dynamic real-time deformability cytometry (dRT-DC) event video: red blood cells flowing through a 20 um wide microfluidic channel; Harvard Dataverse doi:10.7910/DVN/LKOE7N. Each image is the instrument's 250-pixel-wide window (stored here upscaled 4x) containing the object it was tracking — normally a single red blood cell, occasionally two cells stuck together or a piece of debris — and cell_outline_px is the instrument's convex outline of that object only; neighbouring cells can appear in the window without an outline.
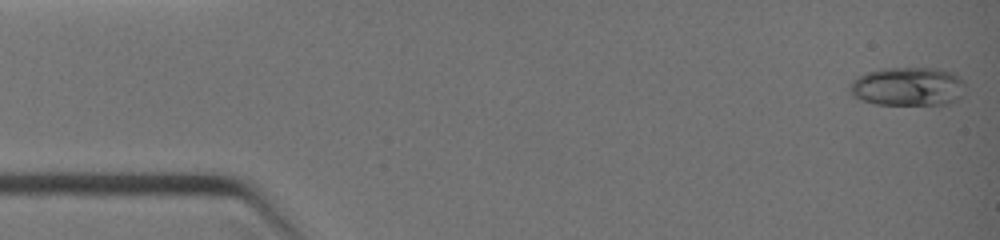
{"species": "common noctule bat (a hibernating species)", "species_latin": "Nyctalus noctula", "temperature_condition": "warm", "stored_images_in_passage": 33, "camera_frame_rate_fps": 3000, "um_per_image_px": 0.085, "animal": {"sex": "female", "body_mass_g": 19.0, "forearm_length_mm": 51.5}, "frame": {"image": 1, "passage_image": 1, "time_ms": 0.0, "image_size_px": [1000, 240], "cell_outline_px": [[964, 84], [960, 96], [956, 100], [948, 104], [876, 104], [852, 96], [848, 92], [848, 88], [852, 80], [868, 72], [884, 68], [940, 68], [952, 72], [964, 80]], "centroid_in_image_um": [77.15, 7.34], "position_along_channel_um": 7.8, "area_um2": 26.01}}
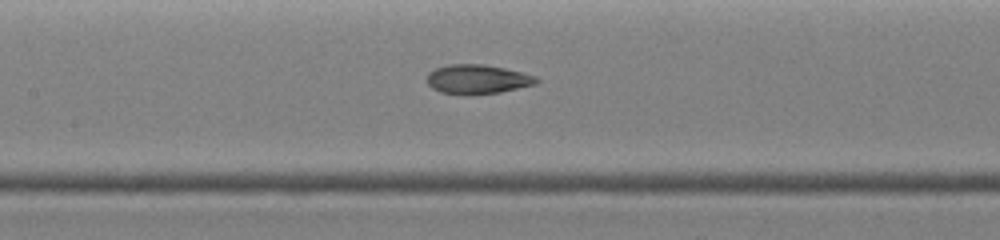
{"frame": {"image": 2, "passage_image": 17, "time_ms": 5.333, "image_size_px": [1000, 240], "cell_outline_px": [[540, 80], [536, 84], [500, 92], [468, 96], [464, 96], [440, 92], [432, 88], [428, 84], [428, 72], [436, 68], [448, 64], [484, 64], [504, 68], [536, 76]], "centroid_in_image_um": [40.57, 6.75], "position_along_channel_um": 166.8, "area_um2": 18.9}}
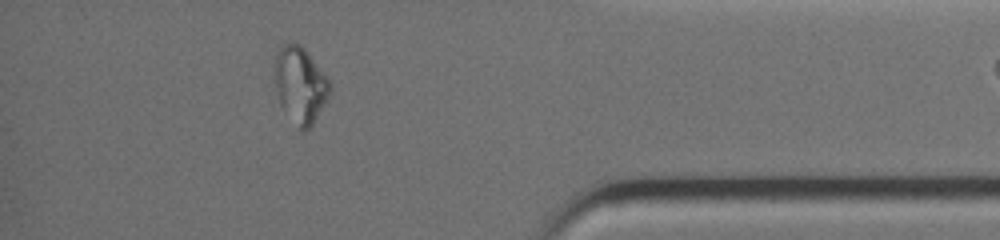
{"frame": {"image": 3, "passage_image": 32, "time_ms": 10.333, "image_size_px": [1000, 240], "cell_outline_px": [[332, 88], [328, 96], [312, 124], [304, 132], [300, 132], [296, 128], [280, 104], [276, 92], [272, 72], [272, 68], [276, 52], [280, 44], [300, 44], [304, 48], [332, 84]], "centroid_in_image_um": [25.46, 7.21], "position_along_channel_um": 409.7, "area_um2": 24.8}}